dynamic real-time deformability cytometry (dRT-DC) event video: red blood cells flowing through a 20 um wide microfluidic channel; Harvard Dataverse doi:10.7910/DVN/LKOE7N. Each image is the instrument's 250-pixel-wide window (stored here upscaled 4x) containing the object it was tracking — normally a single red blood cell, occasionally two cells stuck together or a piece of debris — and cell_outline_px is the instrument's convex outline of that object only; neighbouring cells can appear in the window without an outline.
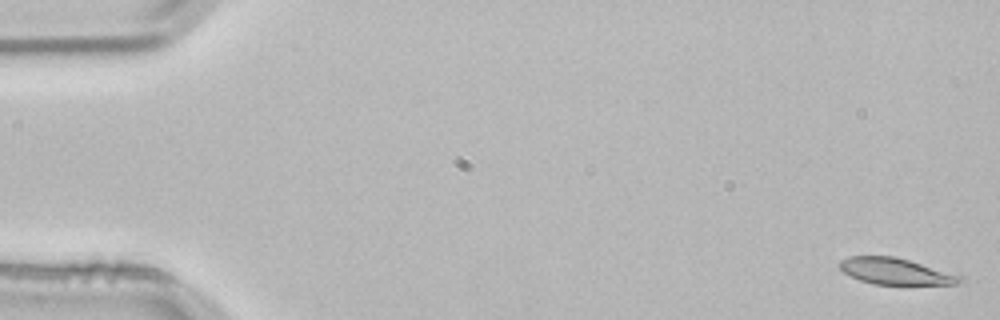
{"species": "common noctule bat (a hibernating species)", "species_latin": "Nyctalus noctula", "temperature_condition": "room temperature", "stored_images_in_passage": 53, "camera_frame_rate_fps": 3000, "um_per_image_px": 0.085, "animal": {"sex": "male", "body_mass_g": 21.5, "forearm_length_mm": 52.0}, "frame": {"image": 1, "passage_image": 1, "time_ms": 0.0, "image_size_px": [1000, 320], "cell_outline_px": [[964, 284], [872, 284], [860, 280], [844, 272], [836, 264], [840, 260], [848, 256], [896, 256], [964, 276]], "centroid_in_image_um": [76.14, 23.05], "position_along_channel_um": 8.9, "area_um2": 18.67}}
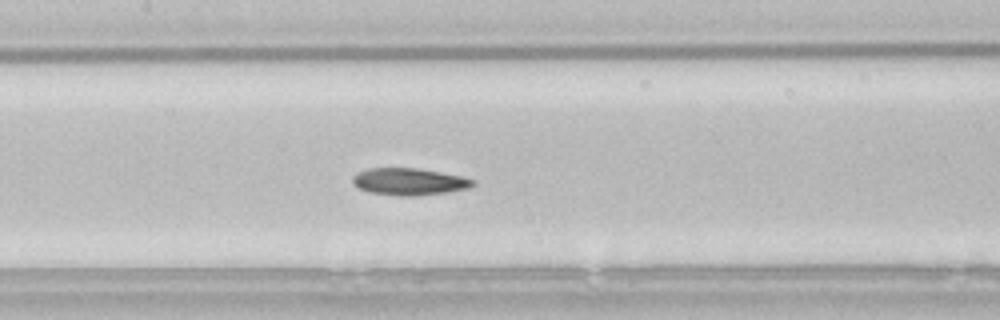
{"frame": {"image": 2, "passage_image": 25, "time_ms": 8.0, "image_size_px": [1000, 320], "cell_outline_px": [[476, 184], [468, 188], [448, 192], [416, 196], [396, 196], [368, 192], [360, 188], [352, 180], [352, 176], [356, 172], [368, 168], [416, 168], [440, 172], [460, 176], [476, 180]], "centroid_in_image_um": [34.78, 15.44], "position_along_channel_um": 172.6, "area_um2": 19.02}}
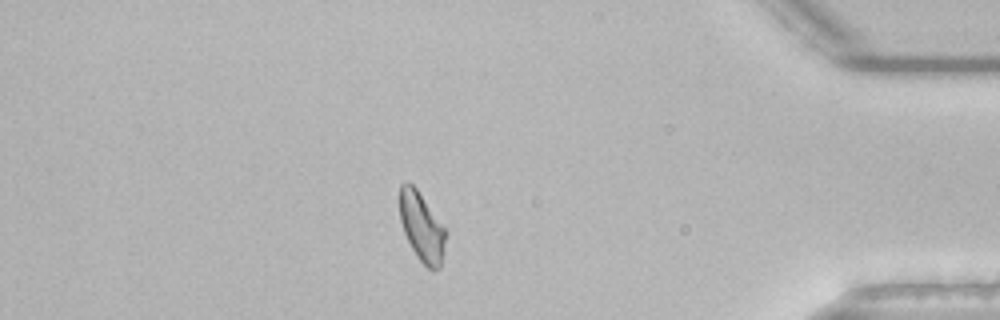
{"frame": {"image": 3, "passage_image": 46, "time_ms": 15.0, "image_size_px": [1000, 320], "cell_outline_px": [[448, 232], [440, 268], [428, 268], [416, 256], [404, 232], [400, 220], [400, 184], [408, 180], [416, 188]], "centroid_in_image_um": [35.86, 19.27], "position_along_channel_um": 399.3, "area_um2": 18.38}, "authors_computed_cell_mechanics": {"area_um2": 18.9006, "velocity_mm_per_s": 3.8038, "shape_relaxation_time_tau1_ms": 4.832, "shape_relaxation_time_tau2_ms": 5.8591, "deformation_change_tau1": 0.1362, "deformation_change_tau2": 0.1186}}